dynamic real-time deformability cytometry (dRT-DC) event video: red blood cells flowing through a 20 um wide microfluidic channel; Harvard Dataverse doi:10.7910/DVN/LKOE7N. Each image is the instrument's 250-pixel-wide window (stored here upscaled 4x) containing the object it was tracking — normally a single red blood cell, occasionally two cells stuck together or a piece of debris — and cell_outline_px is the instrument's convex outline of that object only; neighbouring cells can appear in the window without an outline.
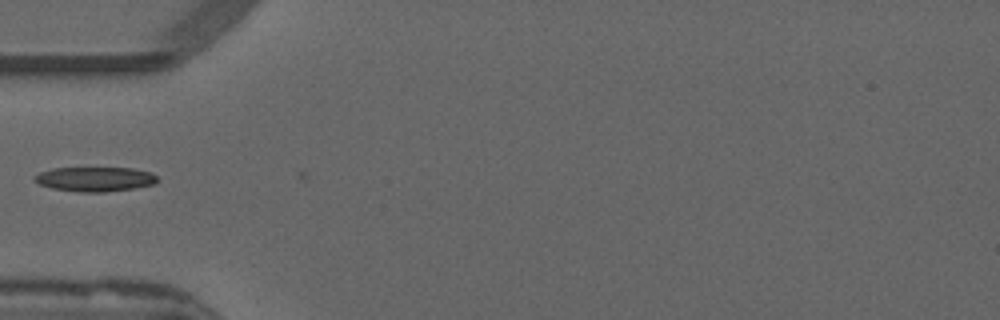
{"species": "common noctule bat (a hibernating species)", "species_latin": "Nyctalus noctula", "temperature_condition": "warm", "stored_images_in_passage": 37, "camera_frame_rate_fps": 3000, "um_per_image_px": 0.085, "animal": {"sex": "male", "forearm_length_mm": 52.5}, "frame": {"image": 1, "passage_image": 2, "time_ms": 0.333, "image_size_px": [1000, 320], "cell_outline_px": [[160, 180], [156, 184], [136, 188], [104, 192], [80, 192], [52, 188], [40, 184], [32, 180], [32, 176], [40, 172], [52, 168], [132, 168], [152, 172]], "centroid_in_image_um": [8.1, 15.22], "position_along_channel_um": 76.9, "area_um2": 17.8}}
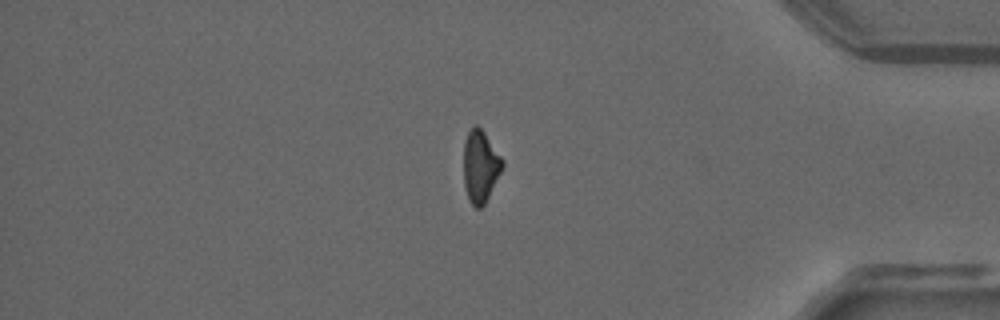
{"frame": {"image": 2, "passage_image": 29, "time_ms": 9.333, "image_size_px": [1000, 320], "cell_outline_px": [[504, 164], [484, 204], [480, 208], [476, 208], [468, 200], [464, 184], [464, 140], [468, 132], [476, 124], [484, 132], [504, 160]], "centroid_in_image_um": [40.82, 14.13], "position_along_channel_um": 394.4, "area_um2": 16.07}}
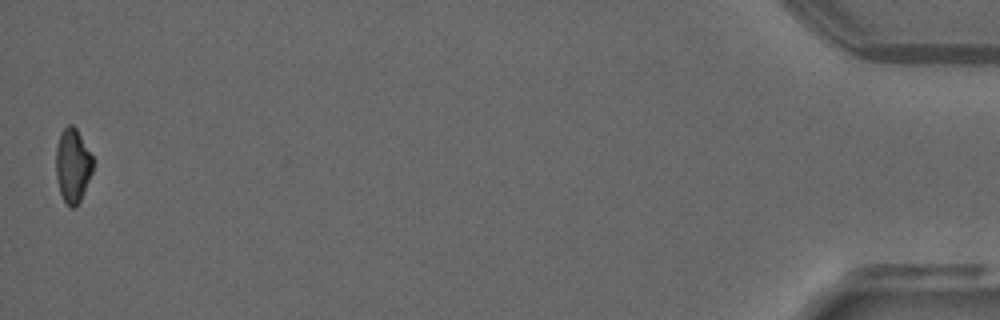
{"frame": {"image": 3, "passage_image": 37, "time_ms": 12.0, "image_size_px": [1000, 320], "cell_outline_px": [[92, 172], [80, 200], [76, 208], [68, 208], [60, 192], [56, 176], [56, 148], [60, 132], [68, 124], [72, 124], [76, 128], [92, 156]], "centroid_in_image_um": [6.16, 14.07], "position_along_channel_um": 429.0, "area_um2": 15.84}, "authors_computed_cell_mechanics": {"area_um2": 17.051, "velocity_mm_per_s": 3.8617, "shape_relaxation_time_tau1_ms": 8.5021, "shape_relaxation_time_tau2_ms": 6.4033, "deformation_change_tau1": 0.2267, "deformation_change_tau2": 0.1118}}